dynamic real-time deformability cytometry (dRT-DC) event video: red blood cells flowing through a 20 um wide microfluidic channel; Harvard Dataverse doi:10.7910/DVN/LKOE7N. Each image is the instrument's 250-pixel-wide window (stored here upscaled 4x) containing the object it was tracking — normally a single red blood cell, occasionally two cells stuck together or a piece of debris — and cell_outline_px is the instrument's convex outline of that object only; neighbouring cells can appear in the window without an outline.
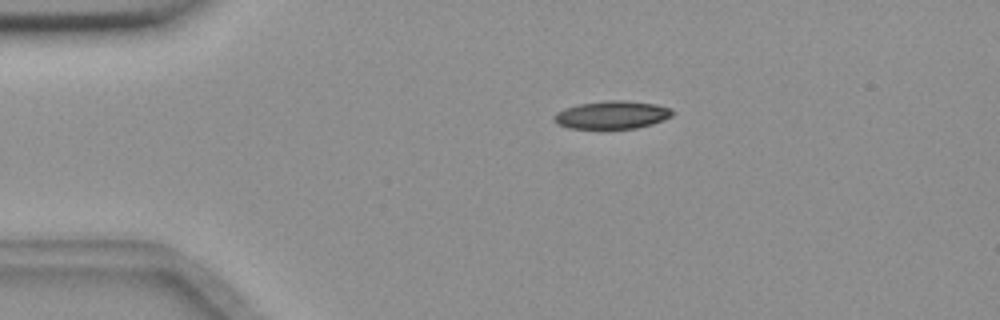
{"species": "common noctule bat (a hibernating species)", "species_latin": "Nyctalus noctula", "temperature_condition": "room temperature", "stored_images_in_passage": 55, "camera_frame_rate_fps": 3000, "um_per_image_px": 0.085, "animal": {"sex": "female", "body_mass_g": 18.4}, "frame": {"image": 1, "passage_image": 11, "time_ms": 3.333, "image_size_px": [1000, 320], "cell_outline_px": [[672, 116], [664, 120], [652, 124], [636, 128], [568, 128], [556, 124], [552, 116], [556, 112], [564, 108], [580, 104], [608, 100], [624, 100], [656, 104], [672, 108]], "centroid_in_image_um": [52.01, 9.76], "position_along_channel_um": 33.0, "area_um2": 19.31}}
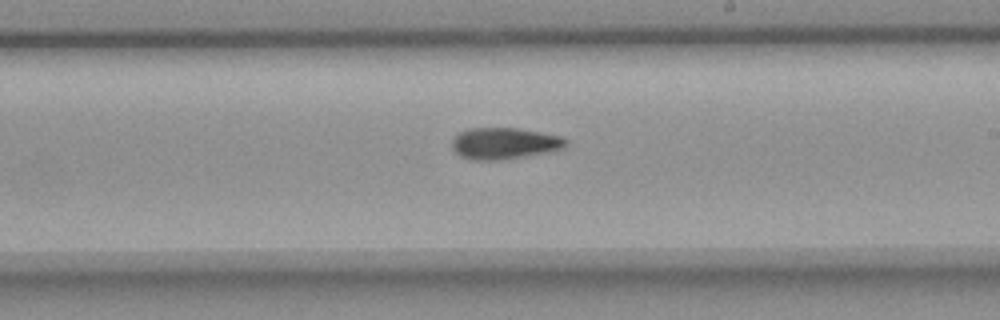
{"frame": {"image": 2, "passage_image": 32, "time_ms": 10.333, "image_size_px": [1000, 320], "cell_outline_px": [[568, 144], [564, 148], [552, 152], [504, 160], [472, 160], [460, 156], [452, 148], [452, 140], [460, 132], [468, 128], [516, 128], [560, 136], [568, 140]], "centroid_in_image_um": [42.89, 12.2], "position_along_channel_um": 246.1, "area_um2": 21.1}}
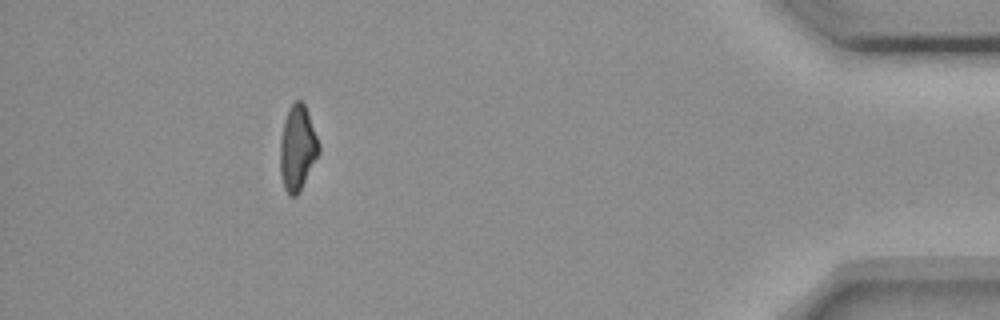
{"frame": {"image": 3, "passage_image": 50, "time_ms": 16.333, "image_size_px": [1000, 320], "cell_outline_px": [[320, 152], [300, 192], [296, 196], [288, 196], [284, 188], [280, 176], [280, 140], [284, 120], [288, 108], [296, 100], [300, 100], [304, 104], [308, 112], [320, 144]], "centroid_in_image_um": [25.28, 12.61], "position_along_channel_um": 409.9, "area_um2": 19.48}, "authors_computed_cell_mechanics": {"area_um2": 19.8254, "velocity_mm_per_s": 3.6773, "shape_relaxation_time_tau1_ms": 8.0619, "shape_relaxation_time_tau2_ms": 6.0435, "deformation_change_tau1": 0.1985, "deformation_change_tau2": 0.1412}}